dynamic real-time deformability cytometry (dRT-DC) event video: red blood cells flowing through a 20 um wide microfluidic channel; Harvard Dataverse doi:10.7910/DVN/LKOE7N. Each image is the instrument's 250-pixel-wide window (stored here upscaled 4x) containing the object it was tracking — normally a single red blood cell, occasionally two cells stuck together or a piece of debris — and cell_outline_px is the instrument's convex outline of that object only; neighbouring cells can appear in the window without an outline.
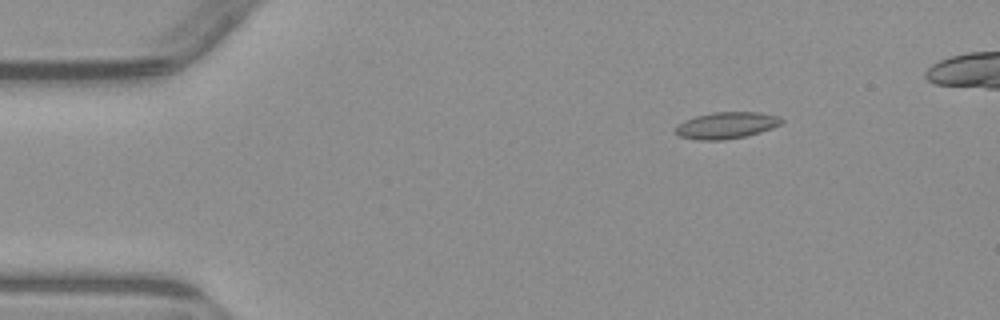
{"species": "common noctule bat (a hibernating species)", "species_latin": "Nyctalus noctula", "temperature_condition": "warm", "stored_images_in_passage": 5, "camera_frame_rate_fps": 3000, "um_per_image_px": 0.085, "animal": {"sex": "male", "body_mass_g": 23.1, "forearm_length_mm": 52.7}, "frame": {"image": 1, "passage_image": 2, "time_ms": 2.0, "image_size_px": [1000, 320], "cell_outline_px": [[784, 120], [780, 124], [772, 128], [760, 132], [744, 136], [724, 140], [700, 140], [680, 136], [676, 132], [676, 124], [684, 120], [696, 116], [716, 112], [760, 112], [780, 116]], "centroid_in_image_um": [61.76, 10.64], "position_along_channel_um": 23.2, "area_um2": 16.36}}